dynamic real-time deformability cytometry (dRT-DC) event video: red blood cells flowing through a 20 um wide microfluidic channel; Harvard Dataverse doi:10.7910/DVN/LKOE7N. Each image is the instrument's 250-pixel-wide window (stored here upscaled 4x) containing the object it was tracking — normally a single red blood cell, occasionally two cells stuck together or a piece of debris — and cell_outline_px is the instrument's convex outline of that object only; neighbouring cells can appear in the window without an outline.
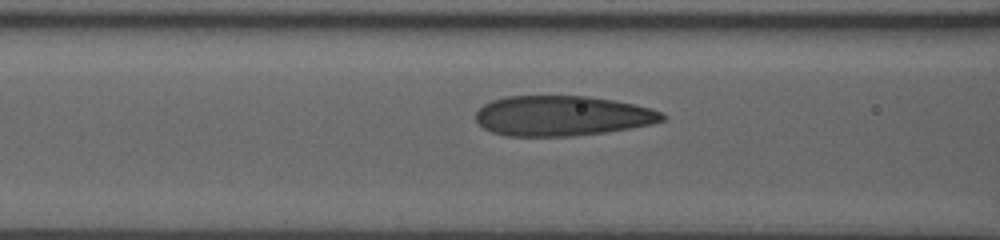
{"species": "human", "species_latin": "Homo sapiens", "temperature_condition": "room temperature", "stored_images_in_passage": 43, "camera_frame_rate_fps": 3000, "um_per_image_px": 0.085, "donor": {"sex": "male"}, "frame": {"image": 1, "passage_image": 18, "time_ms": 5.667, "image_size_px": [1000, 240], "cell_outline_px": [[668, 116], [664, 120], [648, 124], [628, 128], [604, 132], [568, 136], [508, 136], [492, 132], [484, 128], [476, 120], [476, 112], [484, 104], [492, 100], [508, 96], [584, 96], [612, 100], [652, 108]], "centroid_in_image_um": [47.75, 9.84], "position_along_channel_um": 118.8, "area_um2": 43.23}}
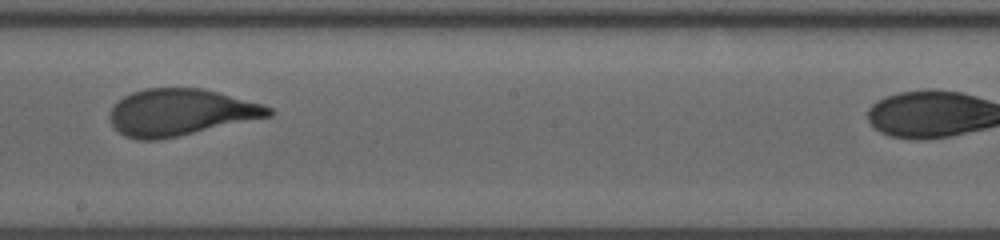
{"frame": {"image": 2, "passage_image": 27, "time_ms": 8.667, "image_size_px": [1000, 240], "cell_outline_px": [[276, 112], [272, 116], [176, 136], [156, 140], [136, 140], [124, 136], [112, 124], [108, 116], [112, 104], [124, 96], [132, 92], [144, 88], [204, 88], [264, 104], [272, 108]], "centroid_in_image_um": [15.34, 9.53], "position_along_channel_um": 232.9, "area_um2": 43.41}}
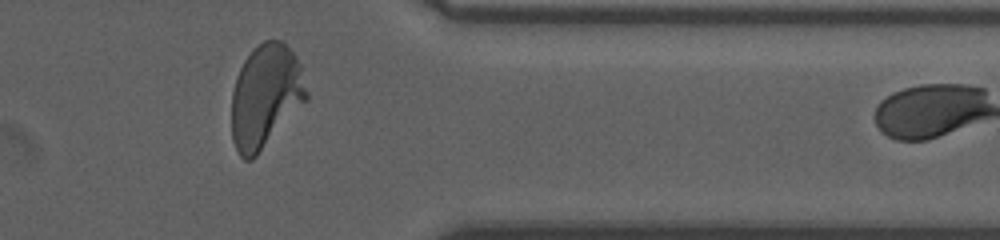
{"frame": {"image": 3, "passage_image": 40, "time_ms": 13.0, "image_size_px": [1000, 240], "cell_outline_px": [[308, 100], [256, 156], [252, 160], [244, 160], [240, 156], [232, 140], [232, 92], [236, 76], [244, 60], [252, 48], [264, 40], [280, 40], [296, 56], [300, 64], [308, 92]], "centroid_in_image_um": [22.57, 8.18], "position_along_channel_um": 388.8, "area_um2": 45.32}}